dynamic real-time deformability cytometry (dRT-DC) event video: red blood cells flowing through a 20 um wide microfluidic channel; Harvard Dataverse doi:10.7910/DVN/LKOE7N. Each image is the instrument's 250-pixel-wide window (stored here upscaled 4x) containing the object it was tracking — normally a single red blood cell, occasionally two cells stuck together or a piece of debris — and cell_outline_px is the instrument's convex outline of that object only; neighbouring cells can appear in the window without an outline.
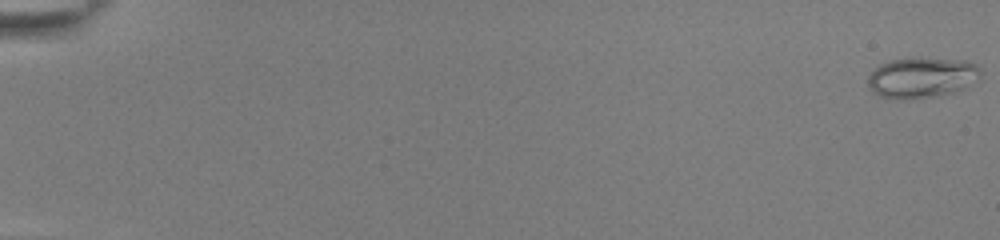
{"species": "common noctule bat (a hibernating species)", "species_latin": "Nyctalus noctula", "temperature_condition": "room temperature", "stored_images_in_passage": 54, "camera_frame_rate_fps": 3000, "um_per_image_px": 0.085, "animal": {"sex": "female", "body_mass_g": 22.0, "forearm_length_mm": 56.7}, "frame": {"image": 1, "passage_image": 1, "time_ms": 0.0, "image_size_px": [1000, 240], "cell_outline_px": [[980, 76], [960, 88], [936, 96], [912, 100], [896, 100], [880, 96], [872, 92], [868, 84], [868, 76], [880, 64], [892, 60], [912, 56], [964, 60], [980, 68]], "centroid_in_image_um": [78.26, 6.58], "position_along_channel_um": 6.7, "area_um2": 26.65}}
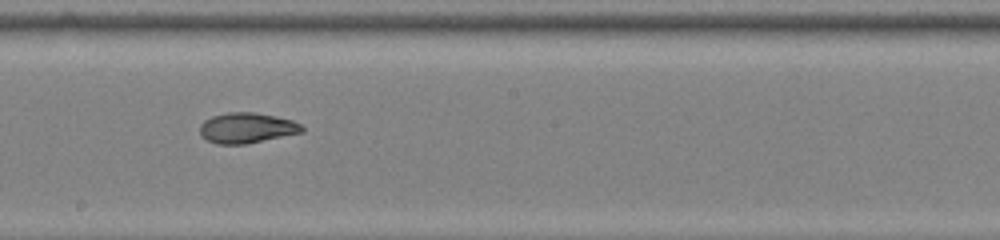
{"frame": {"image": 2, "passage_image": 33, "time_ms": 10.667, "image_size_px": [1000, 240], "cell_outline_px": [[304, 132], [244, 144], [216, 144], [208, 140], [200, 132], [200, 124], [204, 120], [212, 116], [228, 112], [256, 112], [276, 116], [292, 120], [300, 124], [304, 128]], "centroid_in_image_um": [20.99, 10.86], "position_along_channel_um": 227.2, "area_um2": 18.03}}
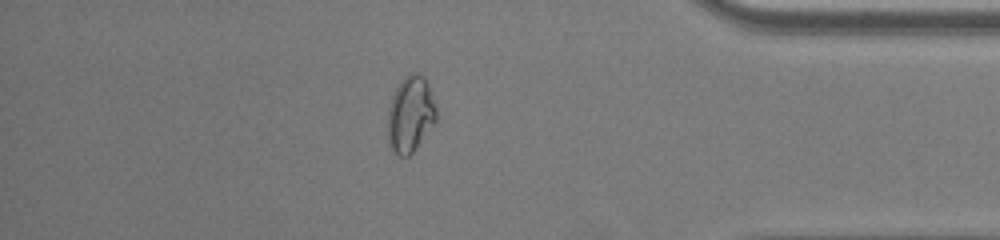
{"frame": {"image": 3, "passage_image": 48, "time_ms": 15.667, "image_size_px": [1000, 240], "cell_outline_px": [[436, 120], [412, 152], [408, 156], [400, 156], [392, 148], [388, 140], [388, 108], [392, 96], [396, 88], [404, 76], [408, 72], [416, 72], [424, 76], [428, 84], [436, 108]], "centroid_in_image_um": [34.87, 9.65], "position_along_channel_um": 400.3, "area_um2": 21.21}, "authors_computed_cell_mechanics": {"area_um2": 20.7213, "velocity_mm_per_s": 3.885, "shape_relaxation_time_tau1_ms": null, "shape_relaxation_time_tau2_ms": 1.8306, "deformation_change_tau1": null, "deformation_change_tau2": 0.057}}